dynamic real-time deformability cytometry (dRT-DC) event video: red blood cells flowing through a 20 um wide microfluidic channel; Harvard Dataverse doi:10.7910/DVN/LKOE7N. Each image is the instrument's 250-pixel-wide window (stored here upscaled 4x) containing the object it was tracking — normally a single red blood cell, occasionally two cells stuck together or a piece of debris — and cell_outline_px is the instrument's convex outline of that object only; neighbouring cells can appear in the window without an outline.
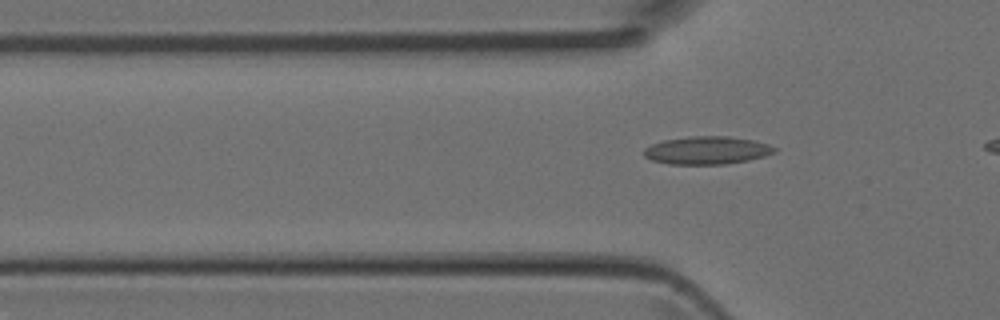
{"species": "Egyptian fruit bat (a non-hibernating species)", "species_latin": "Rousettus aegyptiacus", "temperature_condition": "room temperature", "stored_images_in_passage": 4, "camera_frame_rate_fps": 3000, "um_per_image_px": 0.085, "animal": {"sex": "female"}, "frame": {"image": 1, "passage_image": 4, "time_ms": 1.0, "image_size_px": [1000, 320], "cell_outline_px": [[776, 152], [764, 156], [748, 160], [724, 164], [668, 164], [652, 160], [644, 156], [644, 148], [652, 144], [664, 140], [688, 136], [728, 136], [756, 140], [768, 144], [776, 148]], "centroid_in_image_um": [60.1, 12.77], "position_along_channel_um": 65.7, "area_um2": 21.27}}